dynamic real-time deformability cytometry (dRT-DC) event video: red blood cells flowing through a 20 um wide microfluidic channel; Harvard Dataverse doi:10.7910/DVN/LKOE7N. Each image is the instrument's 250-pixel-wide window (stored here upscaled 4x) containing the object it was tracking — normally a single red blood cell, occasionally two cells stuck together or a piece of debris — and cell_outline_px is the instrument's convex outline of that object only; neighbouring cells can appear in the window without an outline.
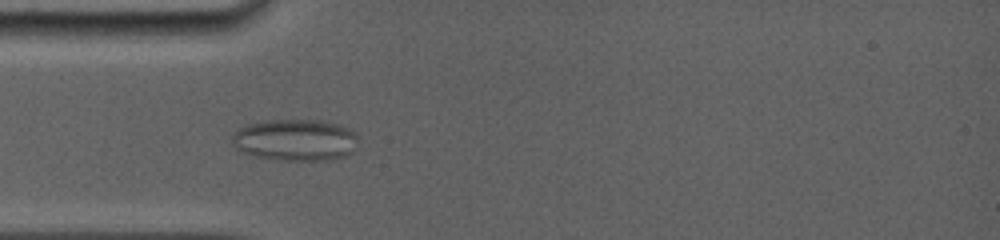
{"species": "common noctule bat (a hibernating species)", "species_latin": "Nyctalus noctula", "temperature_condition": "room temperature", "stored_images_in_passage": 6, "camera_frame_rate_fps": 5000, "um_per_image_px": 0.085, "animal": {"sex": "female", "body_mass_g": 19.0, "forearm_length_mm": 56.7}, "frame": {"image": 1, "passage_image": 5, "time_ms": 3.6, "image_size_px": [1000, 240], "cell_outline_px": [[356, 148], [348, 156], [328, 160], [280, 160], [256, 156], [240, 152], [232, 144], [232, 132], [248, 124], [268, 120], [320, 120], [340, 124], [352, 128], [356, 132]], "centroid_in_image_um": [25.12, 11.89], "position_along_channel_um": 59.9, "area_um2": 31.04}}